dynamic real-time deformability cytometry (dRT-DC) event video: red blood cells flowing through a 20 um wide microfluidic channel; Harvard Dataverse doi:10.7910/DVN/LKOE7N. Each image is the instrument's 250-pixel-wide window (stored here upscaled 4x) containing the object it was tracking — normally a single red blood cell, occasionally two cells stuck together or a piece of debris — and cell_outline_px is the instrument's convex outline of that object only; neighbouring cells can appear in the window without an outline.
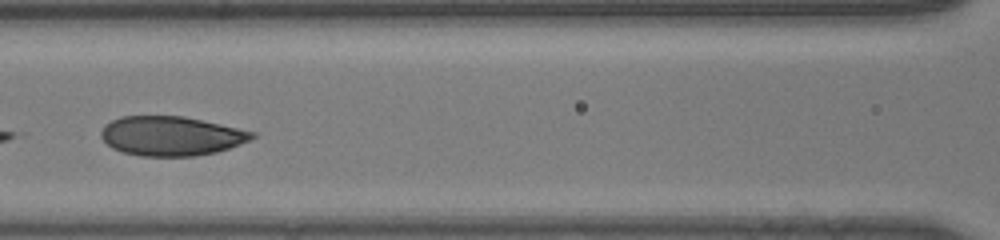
{"species": "human", "species_latin": "Homo sapiens", "temperature_condition": "room temperature", "stored_images_in_passage": 32, "camera_frame_rate_fps": 3000, "um_per_image_px": 0.085, "donor": {"sex": "male"}, "frame": {"image": 1, "passage_image": 9, "time_ms": 2.667, "image_size_px": [1000, 240], "cell_outline_px": [[256, 136], [240, 144], [216, 152], [196, 156], [140, 156], [124, 152], [112, 148], [100, 136], [100, 132], [104, 124], [120, 116], [184, 116], [256, 132]], "centroid_in_image_um": [14.52, 11.55], "position_along_channel_um": 152.1, "area_um2": 34.62}}
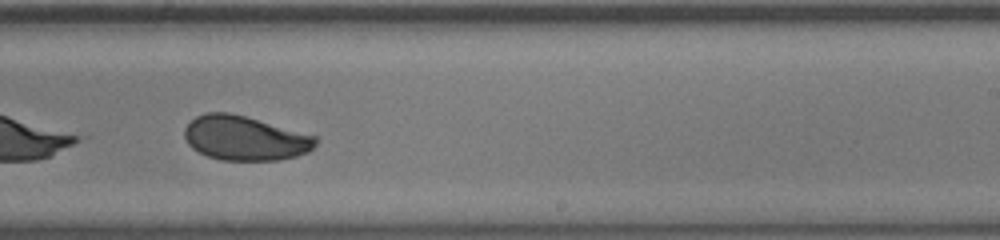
{"frame": {"image": 2, "passage_image": 17, "time_ms": 5.333, "image_size_px": [1000, 240], "cell_outline_px": [[316, 144], [308, 152], [296, 156], [280, 160], [220, 160], [208, 156], [192, 148], [188, 144], [184, 136], [184, 128], [196, 116], [204, 112], [228, 112], [244, 116], [316, 136]], "centroid_in_image_um": [20.79, 11.75], "position_along_channel_um": 268.2, "area_um2": 33.76}}
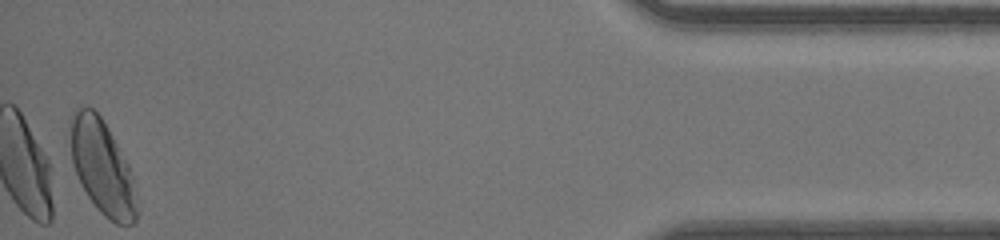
{"frame": {"image": 3, "passage_image": 32, "time_ms": 10.333, "image_size_px": [1000, 240], "cell_outline_px": [[136, 220], [132, 224], [116, 224], [104, 216], [96, 208], [80, 184], [72, 164], [68, 124], [68, 120], [72, 112], [76, 108], [84, 104], [92, 108], [100, 116], [112, 136], [128, 164], [136, 196]], "centroid_in_image_um": [8.62, 14.16], "position_along_channel_um": 426.6, "area_um2": 36.59}}